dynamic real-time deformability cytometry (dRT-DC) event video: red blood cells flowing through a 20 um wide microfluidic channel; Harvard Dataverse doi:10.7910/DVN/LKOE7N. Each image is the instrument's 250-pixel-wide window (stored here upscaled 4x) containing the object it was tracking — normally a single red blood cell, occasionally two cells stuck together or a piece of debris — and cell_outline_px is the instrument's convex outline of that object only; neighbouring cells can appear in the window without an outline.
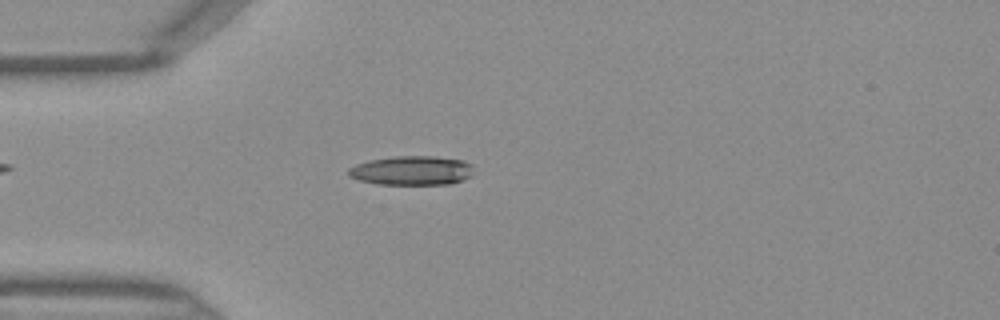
{"species": "Egyptian fruit bat (a non-hibernating species)", "species_latin": "Rousettus aegyptiacus", "temperature_condition": "warm", "stored_images_in_passage": 39, "camera_frame_rate_fps": 3000, "um_per_image_px": 0.085, "frame": {"image": 1, "passage_image": 6, "time_ms": 1.667, "image_size_px": [1000, 320], "cell_outline_px": [[472, 176], [464, 180], [448, 184], [376, 184], [360, 180], [348, 176], [348, 168], [356, 164], [368, 160], [392, 156], [436, 156], [464, 160], [472, 164]], "centroid_in_image_um": [35.01, 14.48], "position_along_channel_um": 50.0, "area_um2": 21.56}}
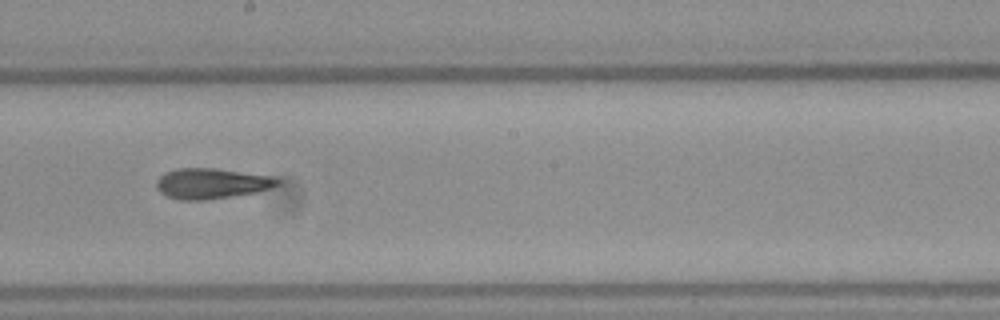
{"frame": {"image": 2, "passage_image": 19, "time_ms": 6.0, "image_size_px": [1000, 320], "cell_outline_px": [[280, 184], [256, 192], [208, 200], [180, 200], [168, 196], [160, 192], [156, 188], [156, 180], [164, 172], [176, 168], [212, 168], [272, 176], [280, 180]], "centroid_in_image_um": [17.94, 15.59], "position_along_channel_um": 230.3, "area_um2": 21.44}}
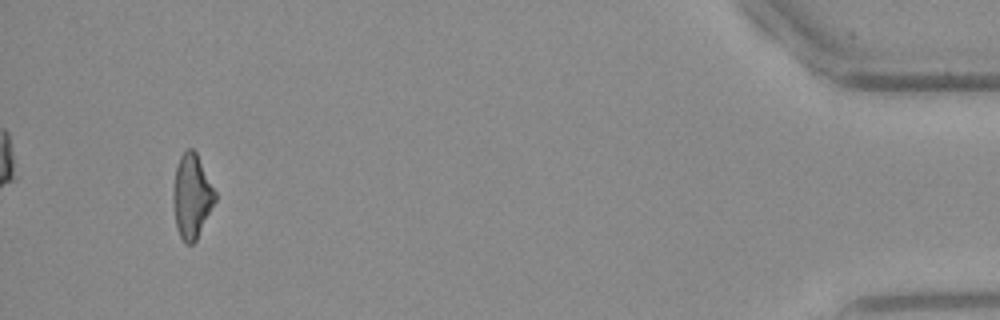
{"frame": {"image": 3, "passage_image": 37, "time_ms": 12.0, "image_size_px": [1000, 320], "cell_outline_px": [[216, 200], [196, 240], [192, 244], [184, 244], [176, 228], [172, 200], [172, 196], [176, 168], [180, 156], [188, 148], [192, 148], [196, 152], [216, 192]], "centroid_in_image_um": [16.29, 16.7], "position_along_channel_um": 418.9, "area_um2": 20.52}}